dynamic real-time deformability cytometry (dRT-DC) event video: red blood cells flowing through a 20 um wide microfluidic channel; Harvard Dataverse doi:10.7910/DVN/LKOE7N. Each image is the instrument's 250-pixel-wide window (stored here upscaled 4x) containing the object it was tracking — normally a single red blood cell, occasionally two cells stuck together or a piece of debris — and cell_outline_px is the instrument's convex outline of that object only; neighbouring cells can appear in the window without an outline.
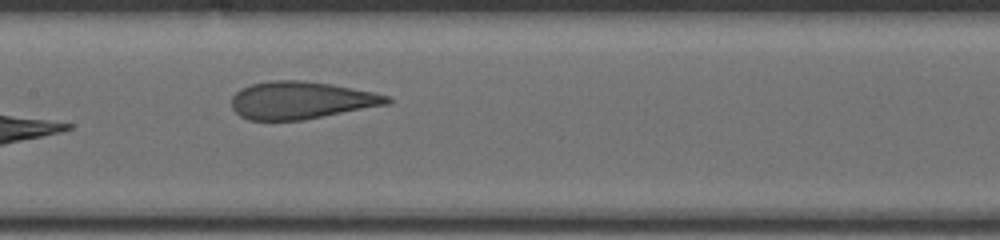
{"species": "human", "species_latin": "Homo sapiens", "temperature_condition": "cold", "stored_images_in_passage": 37, "camera_frame_rate_fps": 3000, "um_per_image_px": 0.085, "donor": {"sex": "male"}, "frame": {"image": 1, "passage_image": 16, "time_ms": 5.667, "image_size_px": [1000, 240], "cell_outline_px": [[392, 104], [300, 120], [248, 120], [240, 116], [232, 108], [232, 96], [240, 88], [252, 84], [272, 80], [304, 80], [332, 84], [372, 92], [388, 96], [392, 100]], "centroid_in_image_um": [25.59, 8.52], "position_along_channel_um": 181.8, "area_um2": 33.99}, "authors_computed_cell_mechanics": {"area_um2": 38.2636, "velocity_mm_per_s": 3.7557, "shape_relaxation_time_tau1_ms": 7.2937, "shape_relaxation_time_tau2_ms": 0.8442, "deformation_change_tau1": 0.25, "deformation_change_tau2": 0.0851}}